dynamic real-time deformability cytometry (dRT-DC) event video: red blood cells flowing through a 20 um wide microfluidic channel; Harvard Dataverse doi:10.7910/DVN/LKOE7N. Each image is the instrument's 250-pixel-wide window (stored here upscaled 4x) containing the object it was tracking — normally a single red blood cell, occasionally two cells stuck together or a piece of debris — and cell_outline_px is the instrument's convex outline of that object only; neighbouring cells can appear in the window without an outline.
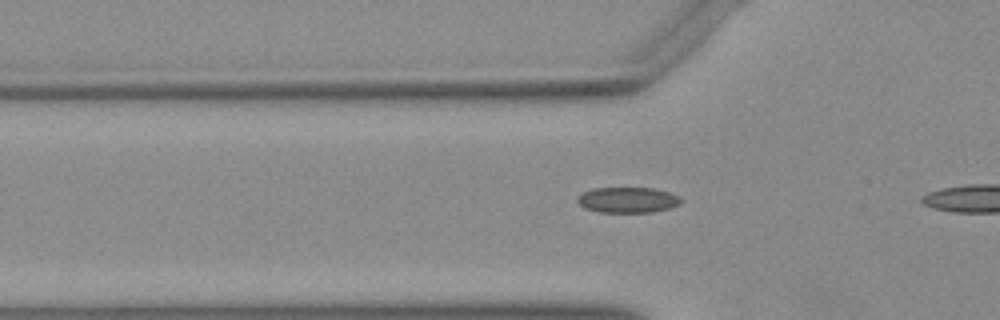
{"species": "Egyptian fruit bat (a non-hibernating species)", "species_latin": "Rousettus aegyptiacus", "temperature_condition": "warm", "stored_images_in_passage": 13, "camera_frame_rate_fps": 3000, "um_per_image_px": 0.085, "animal": {"sex": "female"}, "frame": {"image": 1, "passage_image": 10, "time_ms": 3.0, "image_size_px": [1000, 320], "cell_outline_px": [[684, 200], [680, 204], [668, 208], [652, 212], [600, 212], [584, 208], [576, 200], [584, 192], [592, 188], [652, 188], [668, 192], [680, 196]], "centroid_in_image_um": [53.38, 16.99], "position_along_channel_um": 72.4, "area_um2": 15.37}}